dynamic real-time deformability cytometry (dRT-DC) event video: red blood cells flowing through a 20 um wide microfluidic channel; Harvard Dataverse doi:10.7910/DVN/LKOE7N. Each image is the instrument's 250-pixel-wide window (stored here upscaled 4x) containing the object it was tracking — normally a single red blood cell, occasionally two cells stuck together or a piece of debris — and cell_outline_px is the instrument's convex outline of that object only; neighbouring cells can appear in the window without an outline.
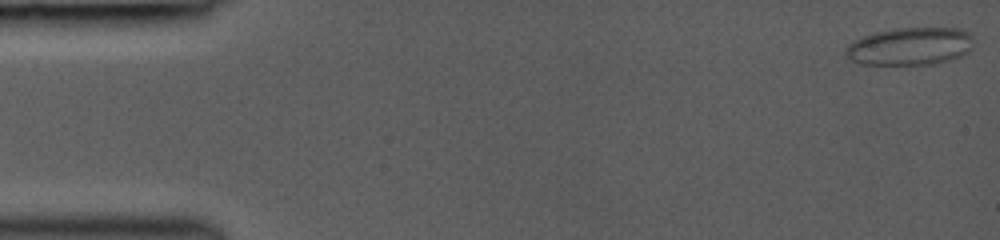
{"species": "common noctule bat (a hibernating species)", "species_latin": "Nyctalus noctula", "temperature_condition": "room temperature", "stored_images_in_passage": 47, "camera_frame_rate_fps": 3000, "um_per_image_px": 0.085, "animal": {"sex": "female", "body_mass_g": 19.0, "forearm_length_mm": 53.3}, "frame": {"image": 1, "passage_image": 1, "time_ms": 0.0, "image_size_px": [1000, 240], "cell_outline_px": [[976, 40], [972, 48], [968, 52], [952, 60], [936, 64], [860, 64], [852, 60], [844, 52], [844, 48], [852, 40], [872, 32], [892, 28], [960, 28], [968, 32]], "centroid_in_image_um": [77.37, 3.92], "position_along_channel_um": 7.6, "area_um2": 28.67}}
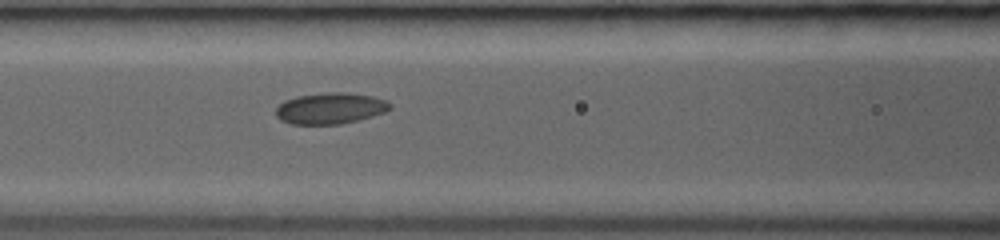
{"frame": {"image": 2, "passage_image": 21, "time_ms": 6.667, "image_size_px": [1000, 240], "cell_outline_px": [[392, 108], [384, 112], [372, 116], [340, 124], [292, 124], [280, 120], [276, 116], [276, 108], [284, 100], [296, 96], [328, 92], [340, 92], [372, 96], [388, 100], [392, 104]], "centroid_in_image_um": [28.07, 9.2], "position_along_channel_um": 138.5, "area_um2": 20.75}}
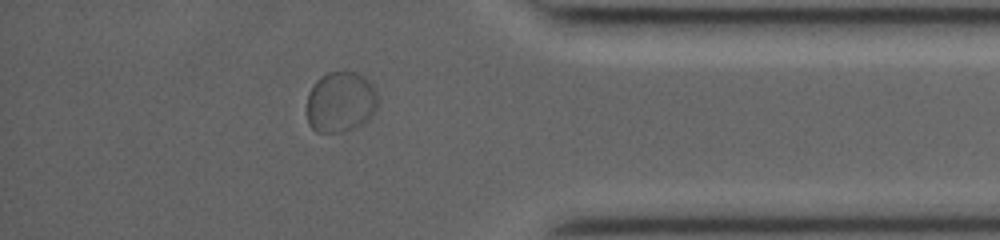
{"frame": {"image": 3, "passage_image": 41, "time_ms": 13.333, "image_size_px": [1000, 240], "cell_outline_px": [[376, 112], [364, 124], [340, 132], [316, 132], [308, 124], [308, 92], [312, 84], [320, 76], [328, 72], [356, 72], [364, 76], [372, 84], [376, 92]], "centroid_in_image_um": [28.94, 8.66], "position_along_channel_um": 406.3, "area_um2": 25.26}, "authors_computed_cell_mechanics": {"area_um2": 22.0796, "velocity_mm_per_s": 4.1609, "shape_relaxation_time_tau1_ms": 7.9756, "shape_relaxation_time_tau2_ms": null, "deformation_change_tau1": 0.1082, "deformation_change_tau2": null}}